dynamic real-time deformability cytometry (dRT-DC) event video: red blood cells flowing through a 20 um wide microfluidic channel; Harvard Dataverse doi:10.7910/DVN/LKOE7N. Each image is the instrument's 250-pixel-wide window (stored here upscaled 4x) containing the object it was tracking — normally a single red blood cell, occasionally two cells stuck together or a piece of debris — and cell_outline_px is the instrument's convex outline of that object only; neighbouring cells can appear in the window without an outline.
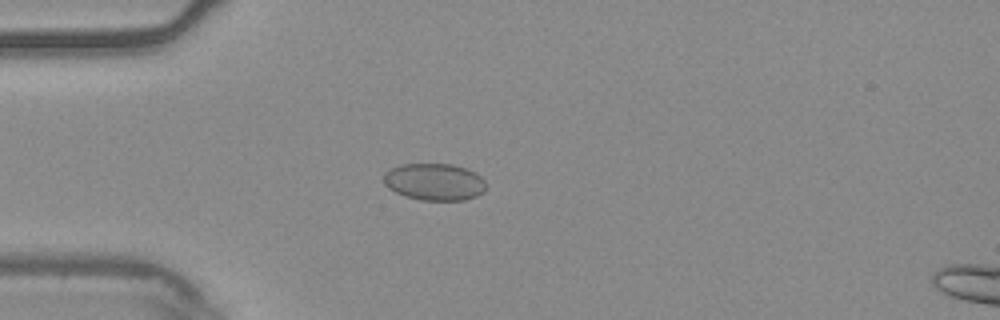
{"species": "common noctule bat (a hibernating species)", "species_latin": "Nyctalus noctula", "temperature_condition": "warm", "stored_images_in_passage": 52, "camera_frame_rate_fps": 3000, "um_per_image_px": 0.085, "animal": {"sex": "male", "body_mass_g": 20.4}, "frame": {"image": 1, "passage_image": 13, "time_ms": 4.0, "image_size_px": [1000, 320], "cell_outline_px": [[484, 192], [476, 196], [464, 200], [420, 200], [404, 196], [388, 188], [384, 184], [384, 172], [400, 164], [452, 164], [476, 172], [484, 180]], "centroid_in_image_um": [36.9, 15.46], "position_along_channel_um": 48.1, "area_um2": 22.08}}
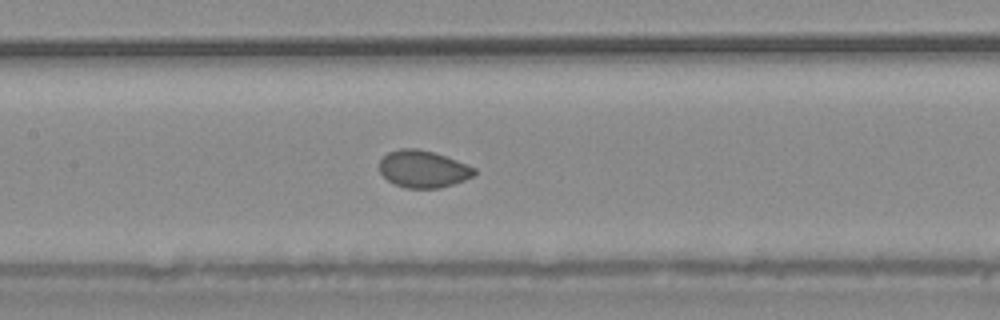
{"frame": {"image": 2, "passage_image": 24, "time_ms": 7.667, "image_size_px": [1000, 320], "cell_outline_px": [[476, 172], [472, 176], [464, 180], [440, 188], [404, 188], [388, 180], [380, 172], [380, 160], [388, 152], [400, 148], [416, 148], [432, 152], [456, 160], [476, 168]], "centroid_in_image_um": [35.95, 14.37], "position_along_channel_um": 171.4, "area_um2": 20.35}}
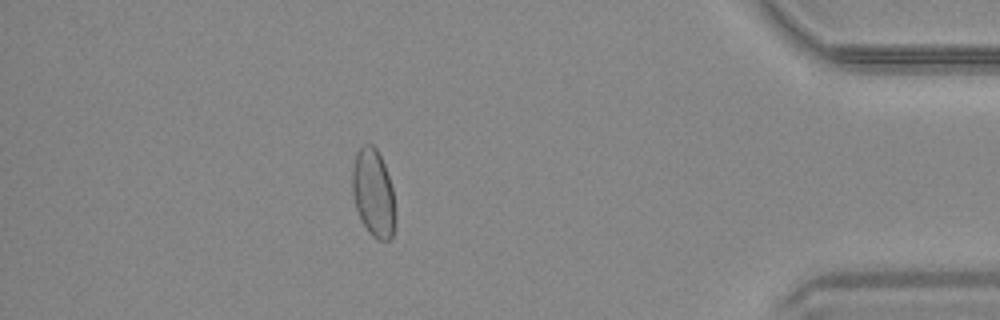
{"frame": {"image": 3, "passage_image": 46, "time_ms": 15.0, "image_size_px": [1000, 320], "cell_outline_px": [[396, 224], [392, 236], [388, 240], [380, 240], [372, 236], [368, 232], [360, 220], [356, 208], [352, 192], [352, 168], [356, 152], [364, 144], [372, 144], [376, 148], [384, 164], [392, 188], [396, 212]], "centroid_in_image_um": [31.74, 16.44], "position_along_channel_um": 403.5, "area_um2": 22.25}, "authors_computed_cell_mechanics": {"area_um2": 21.4727, "velocity_mm_per_s": 3.7487, "shape_relaxation_time_tau1_ms": 11.0623, "shape_relaxation_time_tau2_ms": null, "deformation_change_tau1": 0.1078, "deformation_change_tau2": null}}